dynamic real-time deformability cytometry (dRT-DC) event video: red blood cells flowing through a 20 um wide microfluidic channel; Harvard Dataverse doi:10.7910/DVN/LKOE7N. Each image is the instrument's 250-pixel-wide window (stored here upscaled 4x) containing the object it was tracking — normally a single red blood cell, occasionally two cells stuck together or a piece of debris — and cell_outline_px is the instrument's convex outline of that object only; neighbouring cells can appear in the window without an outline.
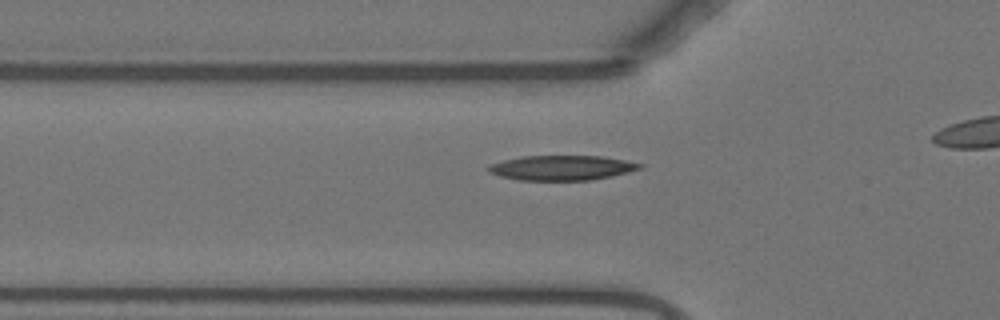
{"species": "Egyptian fruit bat (a non-hibernating species)", "species_latin": "Rousettus aegyptiacus", "temperature_condition": "warm", "stored_images_in_passage": 31, "camera_frame_rate_fps": 3000, "um_per_image_px": 0.085, "animal": {"sex": "female"}, "frame": {"image": 1, "passage_image": 12, "time_ms": 3.667, "image_size_px": [1000, 320], "cell_outline_px": [[644, 164], [640, 168], [628, 172], [612, 176], [592, 180], [520, 180], [500, 176], [488, 172], [484, 168], [488, 164], [520, 156], [600, 156], [624, 160]], "centroid_in_image_um": [47.69, 14.26], "position_along_channel_um": 78.1, "area_um2": 21.96}}
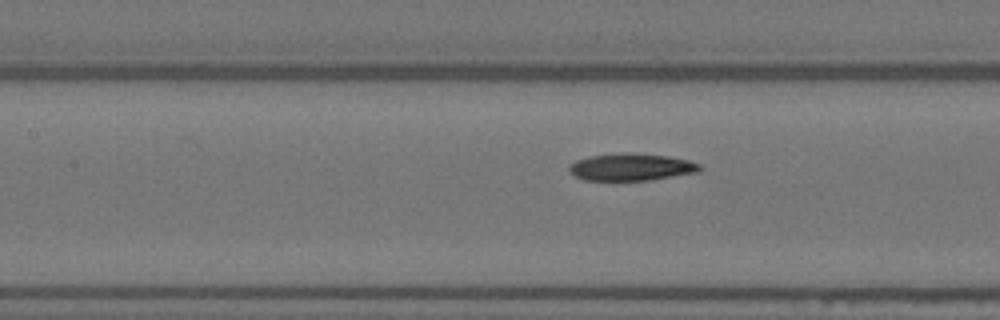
{"frame": {"image": 2, "passage_image": 18, "time_ms": 5.667, "image_size_px": [1000, 320], "cell_outline_px": [[704, 168], [696, 172], [648, 180], [584, 180], [568, 172], [568, 168], [576, 160], [588, 156], [624, 152], [632, 152], [668, 156], [688, 160], [700, 164]], "centroid_in_image_um": [53.64, 14.18], "position_along_channel_um": 153.8, "area_um2": 20.69}}
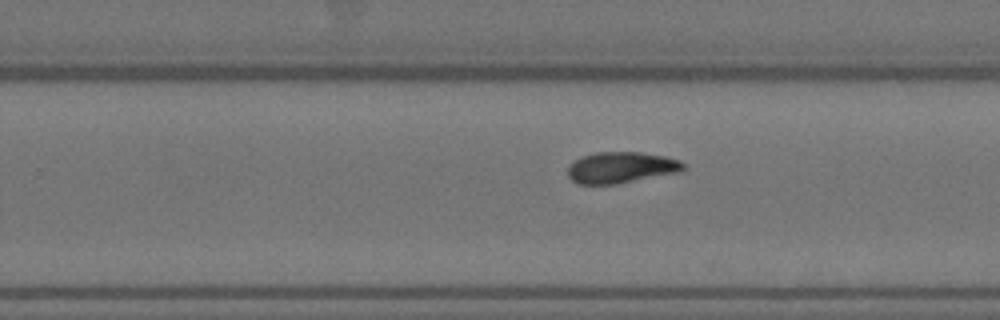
{"frame": {"image": 3, "passage_image": 28, "time_ms": 9.0, "image_size_px": [1000, 320], "cell_outline_px": [[684, 168], [680, 172], [616, 184], [576, 184], [568, 176], [568, 164], [584, 156], [596, 152], [640, 152], [664, 156], [680, 160], [684, 164]], "centroid_in_image_um": [52.78, 14.24], "position_along_channel_um": 277.0, "area_um2": 20.98}}